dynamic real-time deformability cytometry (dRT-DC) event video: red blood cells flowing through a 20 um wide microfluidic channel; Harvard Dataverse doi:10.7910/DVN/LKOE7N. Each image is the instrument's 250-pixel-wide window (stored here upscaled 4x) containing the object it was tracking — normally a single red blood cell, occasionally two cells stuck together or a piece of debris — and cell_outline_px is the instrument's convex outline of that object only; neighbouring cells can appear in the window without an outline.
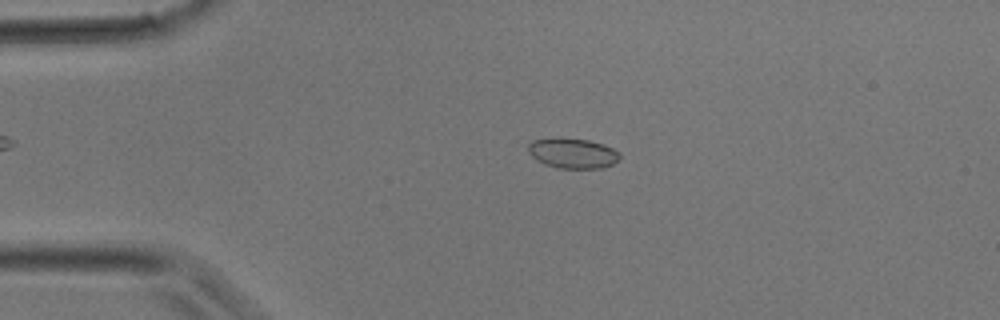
{"species": "common noctule bat (a hibernating species)", "species_latin": "Nyctalus noctula", "temperature_condition": "room temperature", "stored_images_in_passage": 28, "camera_frame_rate_fps": 3000, "um_per_image_px": 0.085, "animal": {"sex": "male", "body_mass_g": 17.9}, "frame": {"image": 1, "passage_image": 2, "time_ms": 0.333, "image_size_px": [1000, 320], "cell_outline_px": [[620, 156], [612, 164], [604, 168], [556, 168], [544, 164], [536, 160], [528, 152], [528, 144], [532, 140], [588, 140], [604, 144], [620, 152]], "centroid_in_image_um": [48.7, 13.06], "position_along_channel_um": 36.3, "area_um2": 15.61}}
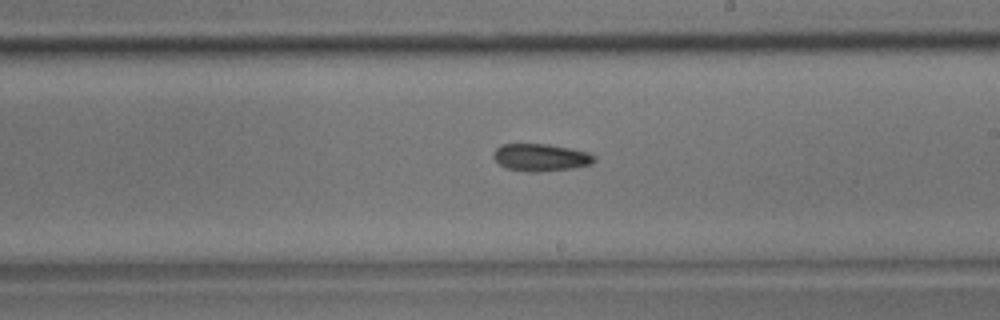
{"frame": {"image": 2, "passage_image": 14, "time_ms": 4.333, "image_size_px": [1000, 320], "cell_outline_px": [[596, 160], [592, 164], [572, 168], [540, 172], [528, 172], [504, 168], [492, 156], [492, 152], [500, 144], [548, 144], [588, 152], [596, 156]], "centroid_in_image_um": [45.95, 13.38], "position_along_channel_um": 243.1, "area_um2": 16.24}}
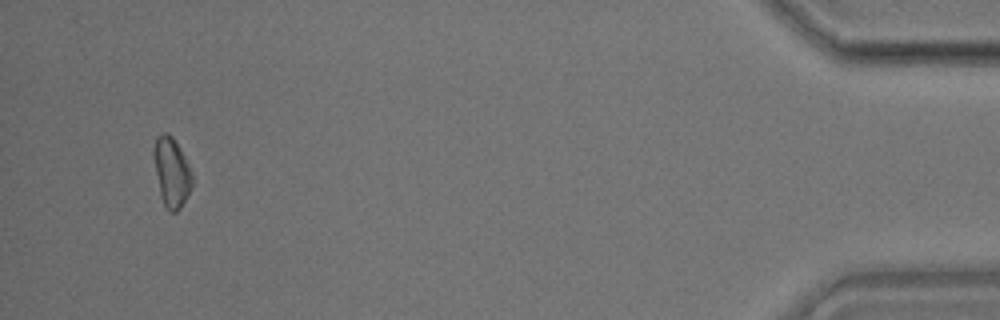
{"frame": {"image": 3, "passage_image": 27, "time_ms": 8.667, "image_size_px": [1000, 320], "cell_outline_px": [[192, 188], [180, 208], [176, 212], [172, 212], [164, 204], [160, 192], [152, 152], [152, 148], [156, 136], [160, 132], [168, 132], [172, 136], [184, 156], [192, 172]], "centroid_in_image_um": [14.58, 14.57], "position_along_channel_um": 420.6, "area_um2": 15.43}}